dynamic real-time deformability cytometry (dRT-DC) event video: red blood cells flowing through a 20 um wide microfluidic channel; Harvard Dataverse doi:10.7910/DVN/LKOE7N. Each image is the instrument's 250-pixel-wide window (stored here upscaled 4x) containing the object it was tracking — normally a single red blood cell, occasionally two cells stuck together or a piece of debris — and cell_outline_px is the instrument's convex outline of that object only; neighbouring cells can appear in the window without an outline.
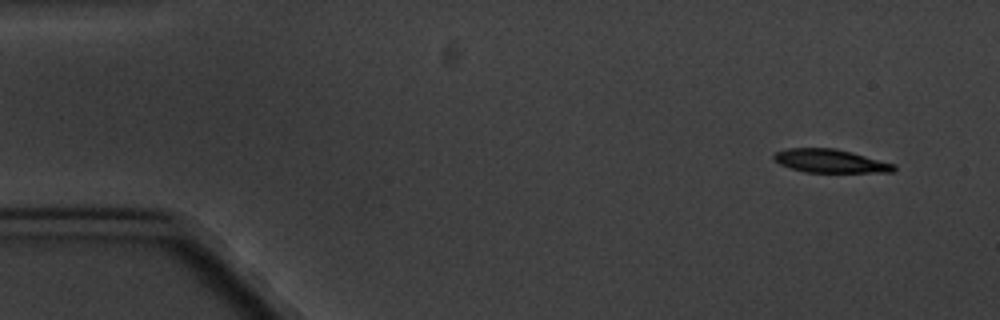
{"species": "common noctule bat (a hibernating species)", "species_latin": "Nyctalus noctula", "temperature_condition": "cold", "stored_images_in_passage": 5, "camera_frame_rate_fps": 3000, "um_per_image_px": 0.085, "animal": {"sex": "male", "body_mass_g": 20.1, "forearm_length_mm": 53.5}, "frame": {"image": 1, "passage_image": 1, "time_ms": 0.0, "image_size_px": [1000, 320], "cell_outline_px": [[896, 168], [892, 172], [804, 172], [780, 164], [772, 156], [776, 152], [788, 148], [836, 148], [852, 152], [896, 164]], "centroid_in_image_um": [70.6, 13.68], "position_along_channel_um": 14.4, "area_um2": 16.3}}
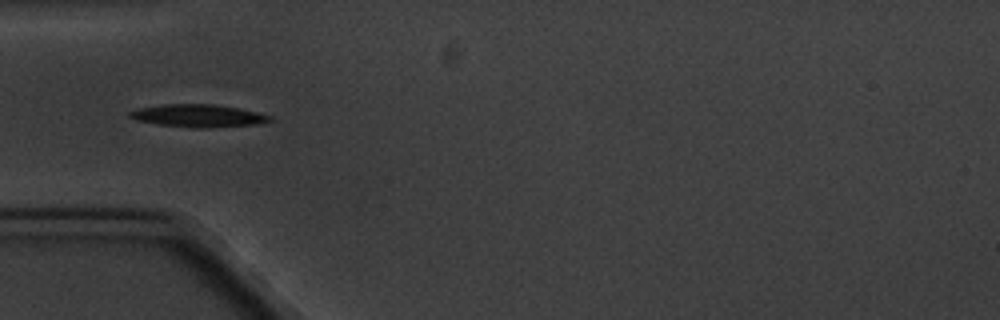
{"frame": {"image": 2, "passage_image": 5, "time_ms": 4.667, "image_size_px": [1000, 320], "cell_outline_px": [[272, 120], [256, 124], [208, 128], [192, 128], [156, 124], [136, 120], [128, 116], [128, 112], [140, 108], [164, 104], [212, 104], [240, 108], [272, 116]], "centroid_in_image_um": [16.83, 9.84], "position_along_channel_um": 68.2, "area_um2": 18.5}}